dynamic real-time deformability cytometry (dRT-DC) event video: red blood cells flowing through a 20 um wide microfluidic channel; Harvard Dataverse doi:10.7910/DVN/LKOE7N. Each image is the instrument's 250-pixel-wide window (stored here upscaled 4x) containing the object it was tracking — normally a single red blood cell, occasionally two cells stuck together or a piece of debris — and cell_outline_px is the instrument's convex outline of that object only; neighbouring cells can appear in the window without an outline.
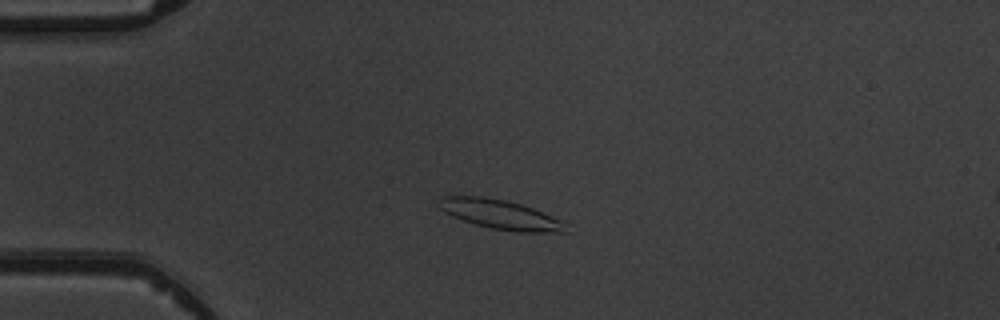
{"species": "common noctule bat (a hibernating species)", "species_latin": "Nyctalus noctula", "temperature_condition": "warm", "stored_images_in_passage": 5, "camera_frame_rate_fps": 3000, "um_per_image_px": 0.085, "animal": {"sex": "male", "body_mass_g": 19.5, "forearm_length_mm": 54.6}, "frame": {"image": 1, "passage_image": 3, "time_ms": 3.333, "image_size_px": [1000, 320], "cell_outline_px": [[568, 232], [516, 232], [492, 228], [476, 224], [452, 216], [444, 212], [440, 208], [436, 200], [440, 196], [484, 196], [504, 200], [520, 204], [532, 208], [560, 220]], "centroid_in_image_um": [42.45, 18.21], "position_along_channel_um": 42.5, "area_um2": 21.44}}